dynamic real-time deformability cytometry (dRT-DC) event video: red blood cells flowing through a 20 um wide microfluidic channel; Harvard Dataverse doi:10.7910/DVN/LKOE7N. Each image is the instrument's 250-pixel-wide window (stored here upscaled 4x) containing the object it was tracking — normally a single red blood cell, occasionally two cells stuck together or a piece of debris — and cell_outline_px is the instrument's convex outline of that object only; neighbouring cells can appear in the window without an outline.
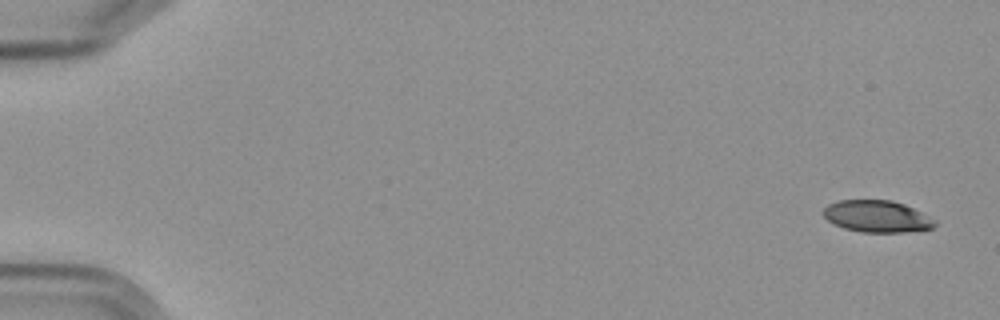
{"species": "Egyptian fruit bat (a non-hibernating species)", "species_latin": "Rousettus aegyptiacus", "temperature_condition": "cold", "stored_images_in_passage": 5, "camera_frame_rate_fps": 3000, "um_per_image_px": 0.085, "frame": {"image": 1, "passage_image": 1, "time_ms": 0.0, "image_size_px": [1000, 320], "cell_outline_px": [[936, 224], [932, 228], [904, 232], [860, 232], [844, 228], [832, 224], [820, 212], [828, 204], [840, 200], [892, 200], [904, 204], [936, 220]], "centroid_in_image_um": [74.5, 18.39], "position_along_channel_um": 10.5, "area_um2": 20.69}}
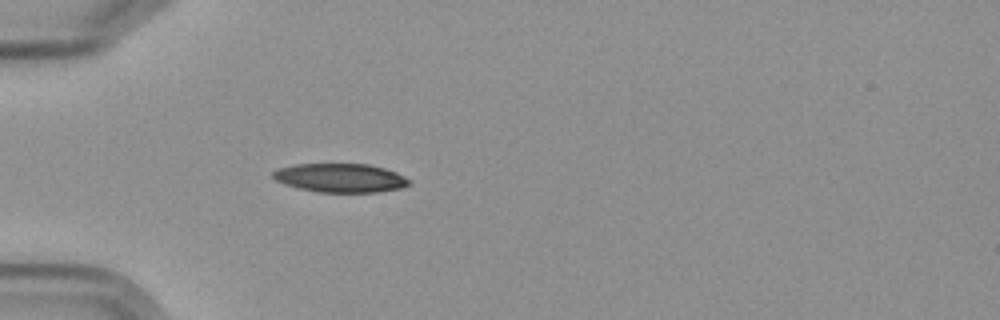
{"frame": {"image": 2, "passage_image": 5, "time_ms": 5.333, "image_size_px": [1000, 320], "cell_outline_px": [[412, 180], [404, 188], [376, 192], [320, 192], [300, 188], [284, 184], [276, 180], [272, 176], [272, 172], [276, 168], [296, 164], [368, 164], [384, 168], [396, 172]], "centroid_in_image_um": [28.94, 15.12], "position_along_channel_um": 56.1, "area_um2": 22.89}}